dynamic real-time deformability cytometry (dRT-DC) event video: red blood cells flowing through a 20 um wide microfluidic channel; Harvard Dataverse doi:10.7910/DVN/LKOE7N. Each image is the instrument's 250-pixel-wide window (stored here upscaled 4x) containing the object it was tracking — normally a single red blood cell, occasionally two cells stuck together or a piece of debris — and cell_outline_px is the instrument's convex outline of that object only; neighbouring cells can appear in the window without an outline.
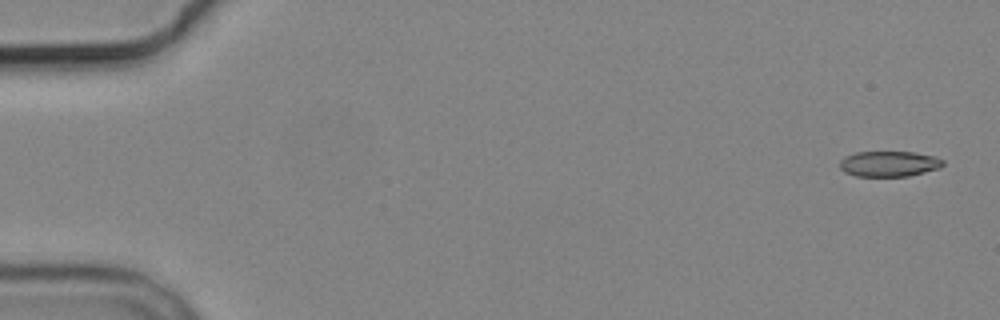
{"species": "common noctule bat (a hibernating species)", "species_latin": "Nyctalus noctula", "temperature_condition": "cold", "stored_images_in_passage": 6, "camera_frame_rate_fps": 3000, "um_per_image_px": 0.085, "animal": {"sex": "male", "body_mass_g": 19.2, "forearm_length_mm": 51.8}, "frame": {"image": 1, "passage_image": 1, "time_ms": 0.0, "image_size_px": [1000, 320], "cell_outline_px": [[944, 164], [940, 168], [908, 176], [856, 176], [844, 172], [840, 168], [840, 160], [844, 156], [856, 152], [912, 152], [936, 156], [944, 160]], "centroid_in_image_um": [75.57, 13.92], "position_along_channel_um": 9.4, "area_um2": 15.43}}
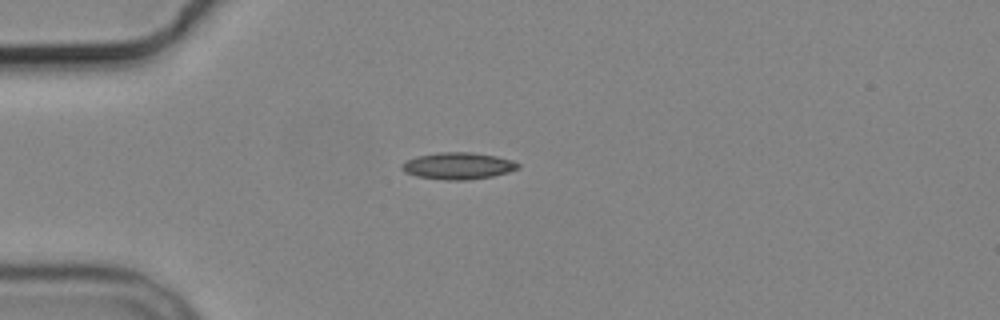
{"frame": {"image": 2, "passage_image": 4, "time_ms": 4.333, "image_size_px": [1000, 320], "cell_outline_px": [[520, 168], [508, 172], [492, 176], [468, 180], [448, 180], [416, 176], [404, 172], [400, 168], [400, 164], [416, 156], [440, 152], [472, 152], [496, 156], [512, 160], [520, 164]], "centroid_in_image_um": [38.93, 14.09], "position_along_channel_um": 46.1, "area_um2": 18.21}}
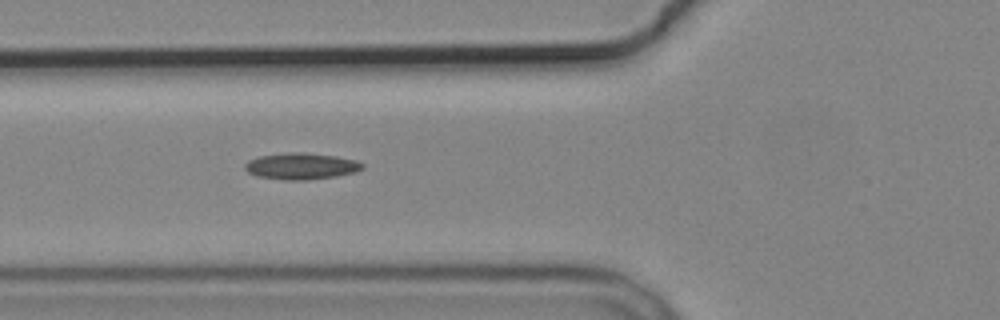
{"frame": {"image": 3, "passage_image": 6, "time_ms": 6.333, "image_size_px": [1000, 320], "cell_outline_px": [[364, 168], [356, 172], [336, 176], [304, 180], [284, 180], [256, 176], [248, 172], [244, 168], [244, 164], [248, 160], [260, 156], [288, 152], [304, 152], [336, 156], [356, 160], [364, 164]], "centroid_in_image_um": [25.6, 14.12], "position_along_channel_um": 100.2, "area_um2": 18.21}}